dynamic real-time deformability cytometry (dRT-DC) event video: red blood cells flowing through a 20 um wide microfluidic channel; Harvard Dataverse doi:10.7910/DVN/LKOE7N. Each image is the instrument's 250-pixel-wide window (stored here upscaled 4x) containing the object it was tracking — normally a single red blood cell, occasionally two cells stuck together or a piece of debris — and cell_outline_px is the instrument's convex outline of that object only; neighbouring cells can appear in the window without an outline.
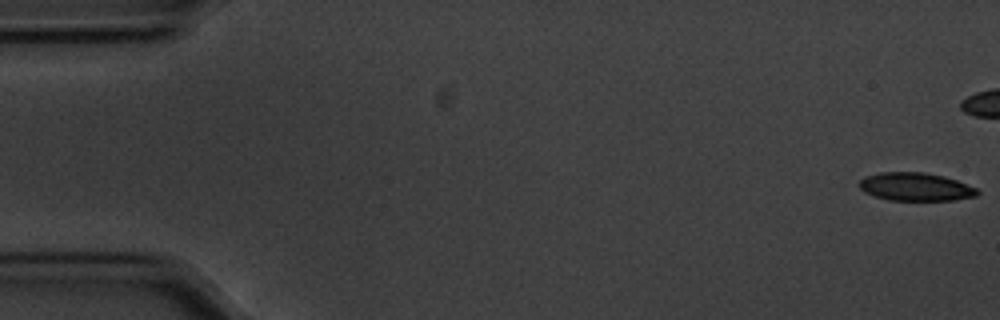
{"species": "common noctule bat (a hibernating species)", "species_latin": "Nyctalus noctula", "temperature_condition": "cold", "stored_images_in_passage": 44, "camera_frame_rate_fps": 3000, "um_per_image_px": 0.085, "animal": {"sex": "male", "body_mass_g": 20.1, "forearm_length_mm": 53.5}, "frame": {"image": 1, "passage_image": 1, "time_ms": 0.0, "image_size_px": [1000, 320], "cell_outline_px": [[980, 192], [976, 196], [952, 200], [888, 200], [864, 192], [860, 188], [860, 180], [864, 176], [880, 172], [924, 172], [944, 176], [956, 180], [976, 188]], "centroid_in_image_um": [77.81, 15.87], "position_along_channel_um": 7.2, "area_um2": 19.31}}
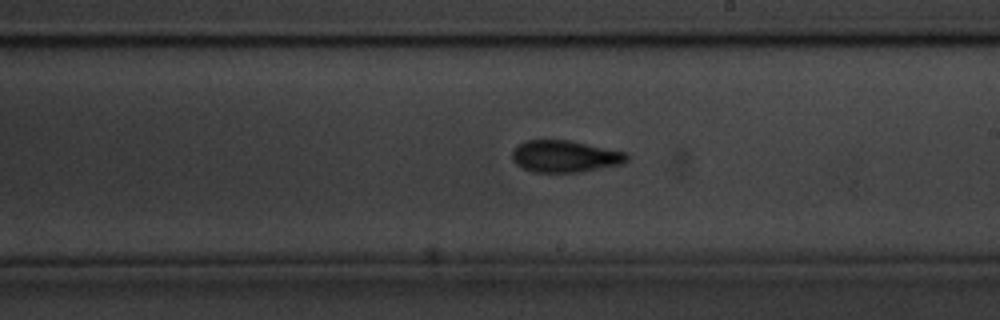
{"frame": {"image": 2, "passage_image": 32, "time_ms": 10.333, "image_size_px": [1000, 320], "cell_outline_px": [[628, 160], [624, 164], [580, 172], [532, 172], [516, 164], [512, 160], [512, 152], [516, 144], [524, 140], [568, 140], [628, 152]], "centroid_in_image_um": [48.03, 13.28], "position_along_channel_um": 241.0, "area_um2": 21.56}}